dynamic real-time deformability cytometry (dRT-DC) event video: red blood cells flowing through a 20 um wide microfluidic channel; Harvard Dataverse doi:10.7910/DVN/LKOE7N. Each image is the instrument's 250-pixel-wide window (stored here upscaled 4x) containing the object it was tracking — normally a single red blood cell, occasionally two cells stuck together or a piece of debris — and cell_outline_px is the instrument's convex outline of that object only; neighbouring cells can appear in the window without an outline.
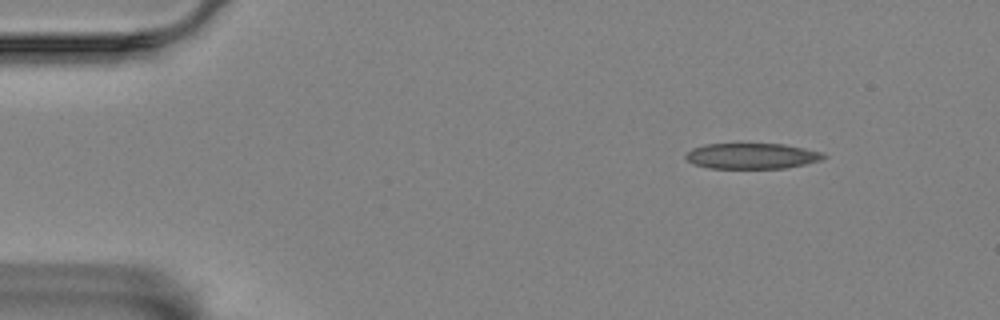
{"species": "Egyptian fruit bat (a non-hibernating species)", "species_latin": "Rousettus aegyptiacus", "temperature_condition": "room temperature", "stored_images_in_passage": 9, "camera_frame_rate_fps": 3000, "um_per_image_px": 0.085, "animal": {"sex": "female"}, "frame": {"image": 1, "passage_image": 1, "time_ms": 0.0, "image_size_px": [1000, 320], "cell_outline_px": [[828, 156], [820, 160], [804, 164], [784, 168], [708, 168], [696, 164], [688, 160], [684, 156], [692, 148], [704, 144], [784, 144], [824, 152]], "centroid_in_image_um": [63.93, 13.25], "position_along_channel_um": 21.1, "area_um2": 20.52}}